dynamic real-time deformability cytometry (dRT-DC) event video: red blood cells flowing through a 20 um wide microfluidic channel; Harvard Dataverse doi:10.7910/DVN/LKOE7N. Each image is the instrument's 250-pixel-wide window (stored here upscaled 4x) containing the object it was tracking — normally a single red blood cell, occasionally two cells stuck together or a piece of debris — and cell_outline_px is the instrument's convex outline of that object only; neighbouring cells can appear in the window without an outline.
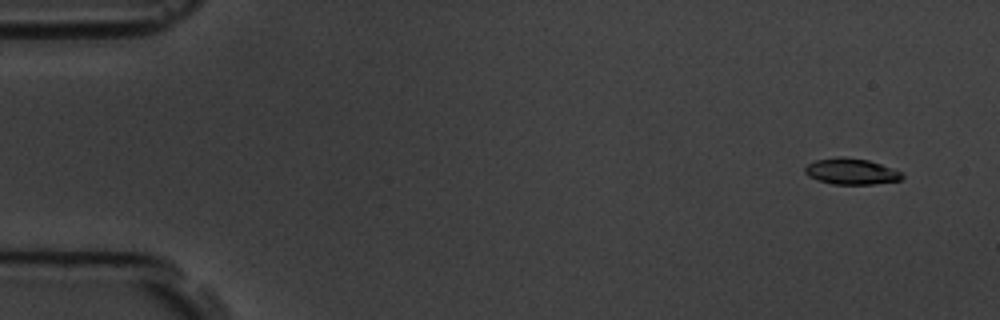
{"species": "common noctule bat (a hibernating species)", "species_latin": "Nyctalus noctula", "temperature_condition": "room temperature", "stored_images_in_passage": 4, "camera_frame_rate_fps": 3000, "um_per_image_px": 0.085, "animal": {"sex": "male", "body_mass_g": 19.5, "forearm_length_mm": 54.6}, "frame": {"image": 1, "passage_image": 1, "time_ms": 0.0, "image_size_px": [1000, 320], "cell_outline_px": [[904, 176], [900, 180], [872, 184], [832, 184], [808, 176], [804, 172], [804, 168], [808, 164], [816, 160], [836, 156], [840, 156], [868, 160], [880, 164], [900, 172]], "centroid_in_image_um": [72.31, 14.56], "position_along_channel_um": 12.7, "area_um2": 14.57}}
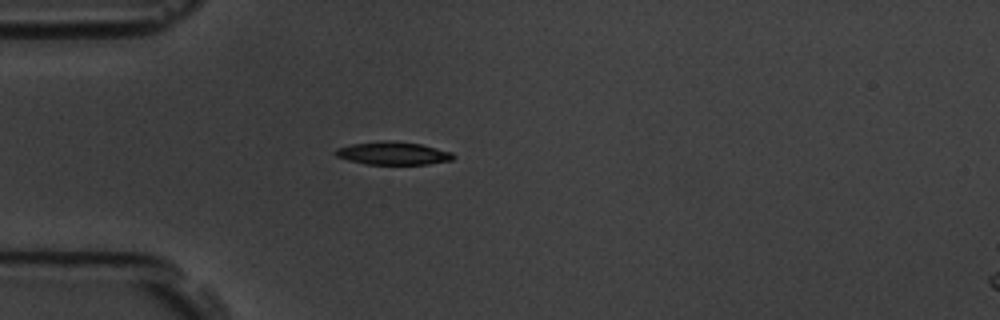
{"frame": {"image": 2, "passage_image": 4, "time_ms": 4.0, "image_size_px": [1000, 320], "cell_outline_px": [[456, 156], [452, 160], [428, 164], [364, 164], [348, 160], [336, 156], [332, 152], [336, 148], [352, 144], [380, 140], [388, 140], [420, 144], [452, 152]], "centroid_in_image_um": [33.37, 13.02], "position_along_channel_um": 51.6, "area_um2": 15.84}}